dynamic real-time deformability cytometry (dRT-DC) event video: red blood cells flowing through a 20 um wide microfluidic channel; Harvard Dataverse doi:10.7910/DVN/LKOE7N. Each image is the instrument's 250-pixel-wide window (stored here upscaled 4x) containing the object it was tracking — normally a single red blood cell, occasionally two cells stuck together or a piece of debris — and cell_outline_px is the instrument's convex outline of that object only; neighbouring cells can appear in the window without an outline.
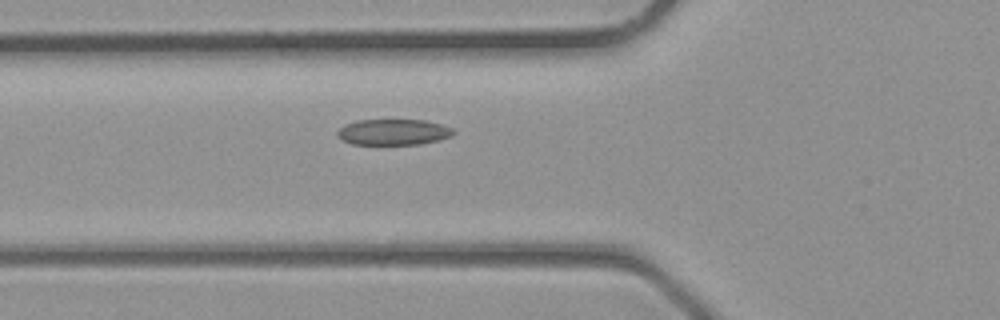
{"species": "common noctule bat (a hibernating species)", "species_latin": "Nyctalus noctula", "temperature_condition": "room temperature", "stored_images_in_passage": 30, "camera_frame_rate_fps": 3000, "um_per_image_px": 0.085, "animal": {"sex": "male", "body_mass_g": 23.1, "forearm_length_mm": 52.7}, "frame": {"image": 1, "passage_image": 7, "time_ms": 2.0, "image_size_px": [1000, 320], "cell_outline_px": [[456, 132], [452, 136], [420, 144], [352, 144], [340, 140], [336, 136], [336, 132], [344, 124], [356, 120], [424, 120], [440, 124], [452, 128]], "centroid_in_image_um": [33.38, 11.22], "position_along_channel_um": 92.4, "area_um2": 17.57}}
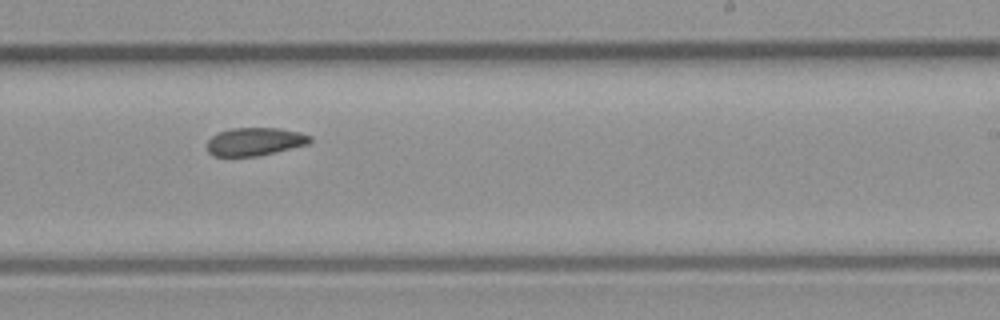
{"frame": {"image": 2, "passage_image": 16, "time_ms": 5.0, "image_size_px": [1000, 320], "cell_outline_px": [[312, 140], [308, 144], [276, 152], [256, 156], [212, 156], [208, 152], [208, 140], [212, 136], [220, 132], [232, 128], [280, 128], [300, 132], [312, 136]], "centroid_in_image_um": [21.69, 12.03], "position_along_channel_um": 267.3, "area_um2": 16.82}}
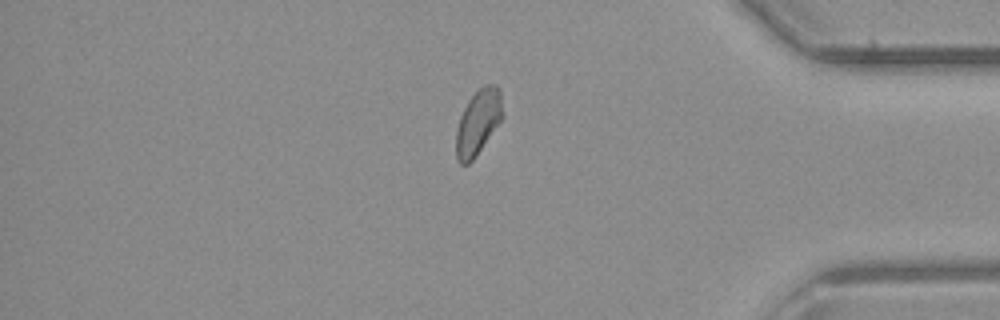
{"frame": {"image": 3, "passage_image": 24, "time_ms": 7.667, "image_size_px": [1000, 320], "cell_outline_px": [[504, 116], [472, 160], [468, 164], [460, 164], [456, 156], [456, 128], [460, 116], [468, 100], [484, 84], [496, 84], [500, 88]], "centroid_in_image_um": [40.65, 10.35], "position_along_channel_um": 394.6, "area_um2": 17.57}}